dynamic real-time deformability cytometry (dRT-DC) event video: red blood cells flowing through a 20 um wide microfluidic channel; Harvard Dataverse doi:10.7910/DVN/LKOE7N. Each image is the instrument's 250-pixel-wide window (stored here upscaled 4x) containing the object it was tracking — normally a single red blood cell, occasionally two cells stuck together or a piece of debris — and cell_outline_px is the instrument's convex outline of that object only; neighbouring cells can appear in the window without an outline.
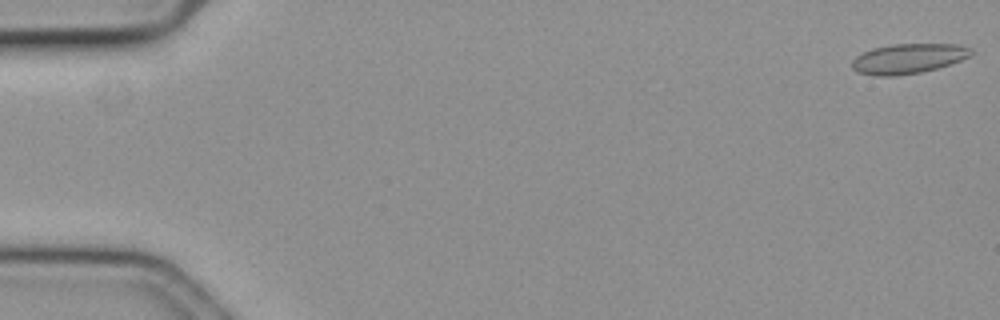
{"species": "common noctule bat (a hibernating species)", "species_latin": "Nyctalus noctula", "temperature_condition": "cold", "stored_images_in_passage": 58, "camera_frame_rate_fps": 3000, "um_per_image_px": 0.085, "animal": {"sex": "female", "body_mass_g": 19.3, "forearm_length_mm": 54.1}, "frame": {"image": 1, "passage_image": 1, "time_ms": 0.0, "image_size_px": [1000, 320], "cell_outline_px": [[976, 52], [960, 60], [936, 68], [920, 72], [896, 76], [876, 76], [856, 72], [852, 68], [852, 60], [856, 56], [872, 48], [892, 44], [960, 44], [972, 48]], "centroid_in_image_um": [77.19, 4.97], "position_along_channel_um": 7.8, "area_um2": 20.81}}
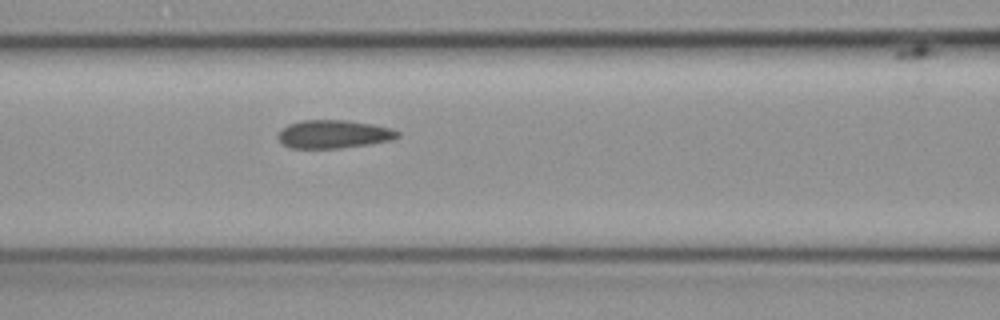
{"frame": {"image": 2, "passage_image": 25, "time_ms": 8.0, "image_size_px": [1000, 320], "cell_outline_px": [[400, 136], [392, 140], [368, 144], [340, 148], [292, 148], [284, 144], [276, 136], [288, 124], [300, 120], [348, 120], [372, 124], [392, 128], [400, 132]], "centroid_in_image_um": [28.39, 11.39], "position_along_channel_um": 138.2, "area_um2": 19.65}}
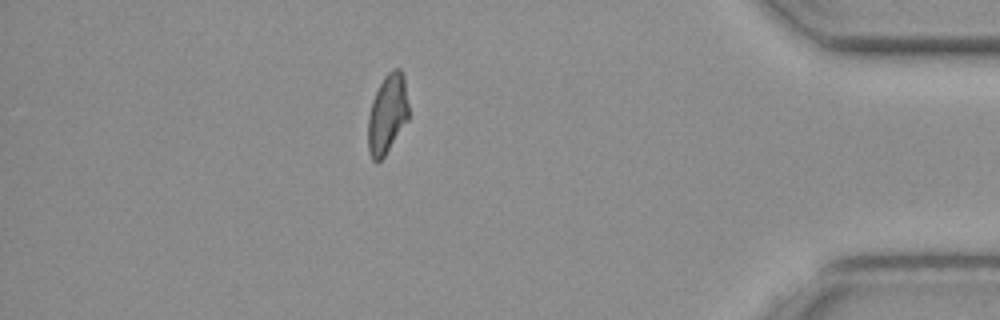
{"frame": {"image": 3, "passage_image": 51, "time_ms": 16.667, "image_size_px": [1000, 320], "cell_outline_px": [[408, 120], [384, 156], [376, 164], [372, 160], [368, 152], [368, 116], [372, 100], [384, 76], [392, 68], [400, 68], [404, 76], [408, 104]], "centroid_in_image_um": [32.91, 9.69], "position_along_channel_um": 402.3, "area_um2": 18.84}, "authors_computed_cell_mechanics": {"area_um2": 19.6809, "velocity_mm_per_s": 3.5543, "shape_relaxation_time_tau1_ms": 6.7597, "shape_relaxation_time_tau2_ms": 2.0987, "deformation_change_tau1": 0.1239, "deformation_change_tau2": 0.1012}}